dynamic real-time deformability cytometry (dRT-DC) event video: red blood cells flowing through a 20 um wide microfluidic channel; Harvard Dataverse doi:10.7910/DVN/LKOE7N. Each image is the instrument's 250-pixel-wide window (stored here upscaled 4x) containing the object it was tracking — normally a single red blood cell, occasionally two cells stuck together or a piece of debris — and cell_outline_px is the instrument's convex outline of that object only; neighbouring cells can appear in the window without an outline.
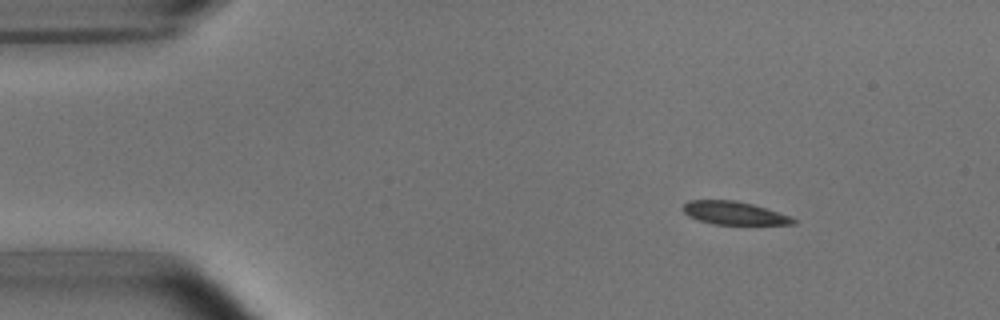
{"species": "common noctule bat (a hibernating species)", "species_latin": "Nyctalus noctula", "temperature_condition": "room temperature", "stored_images_in_passage": 5, "camera_frame_rate_fps": 3000, "um_per_image_px": 0.085, "animal": {"sex": "male", "body_mass_g": 15.6}, "frame": {"image": 1, "passage_image": 2, "time_ms": 2.0, "image_size_px": [1000, 320], "cell_outline_px": [[796, 224], [712, 224], [688, 216], [680, 208], [688, 200], [736, 200], [752, 204], [792, 216], [796, 220]], "centroid_in_image_um": [62.38, 18.1], "position_along_channel_um": 22.6, "area_um2": 14.85}}
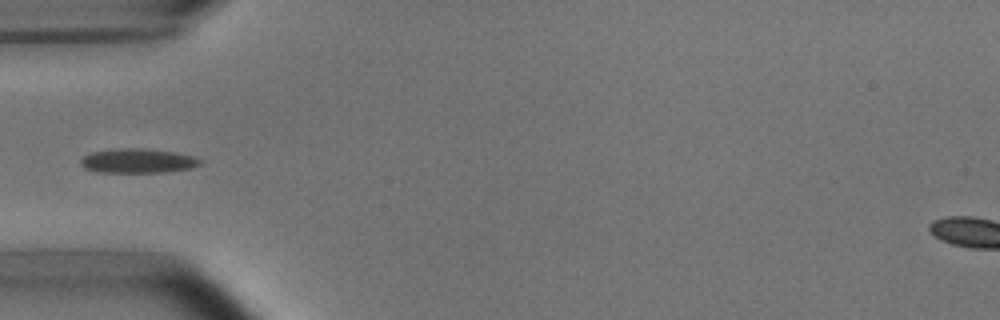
{"frame": {"image": 2, "passage_image": 5, "time_ms": 5.333, "image_size_px": [1000, 320], "cell_outline_px": [[204, 164], [192, 168], [164, 172], [96, 172], [84, 168], [80, 164], [80, 160], [84, 156], [92, 152], [120, 148], [140, 148], [176, 152], [192, 156], [204, 160]], "centroid_in_image_um": [11.75, 13.67], "position_along_channel_um": 73.2, "area_um2": 17.11}}